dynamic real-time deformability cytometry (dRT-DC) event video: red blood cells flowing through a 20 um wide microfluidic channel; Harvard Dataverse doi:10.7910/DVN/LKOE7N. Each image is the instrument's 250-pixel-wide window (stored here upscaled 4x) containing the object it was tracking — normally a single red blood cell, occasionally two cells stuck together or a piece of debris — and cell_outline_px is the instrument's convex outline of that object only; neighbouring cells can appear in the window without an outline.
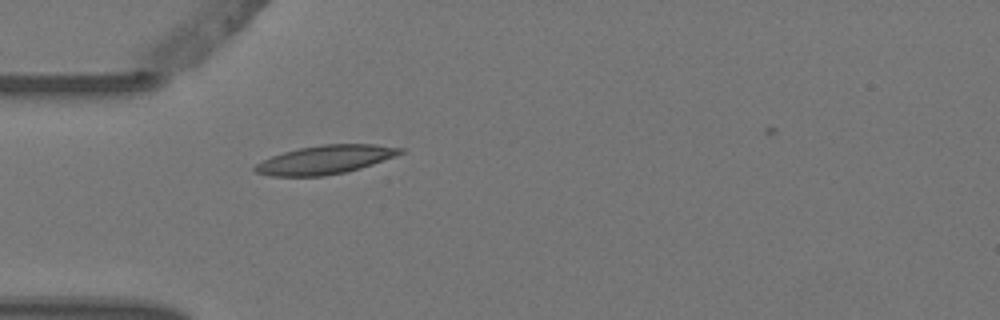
{"species": "Egyptian fruit bat (a non-hibernating species)", "species_latin": "Rousettus aegyptiacus", "temperature_condition": "warm", "stored_images_in_passage": 1, "camera_frame_rate_fps": 3000, "um_per_image_px": 0.085, "animal": {"sex": "female"}, "frame": {"image": 1, "passage_image": 1, "time_ms": 0.0, "image_size_px": [1000, 320], "cell_outline_px": [[404, 152], [372, 164], [360, 168], [344, 172], [324, 176], [272, 176], [256, 172], [252, 168], [256, 164], [272, 156], [284, 152], [300, 148], [324, 144], [376, 144], [404, 148]], "centroid_in_image_um": [27.65, 13.57], "position_along_channel_um": 57.4, "area_um2": 23.93}}